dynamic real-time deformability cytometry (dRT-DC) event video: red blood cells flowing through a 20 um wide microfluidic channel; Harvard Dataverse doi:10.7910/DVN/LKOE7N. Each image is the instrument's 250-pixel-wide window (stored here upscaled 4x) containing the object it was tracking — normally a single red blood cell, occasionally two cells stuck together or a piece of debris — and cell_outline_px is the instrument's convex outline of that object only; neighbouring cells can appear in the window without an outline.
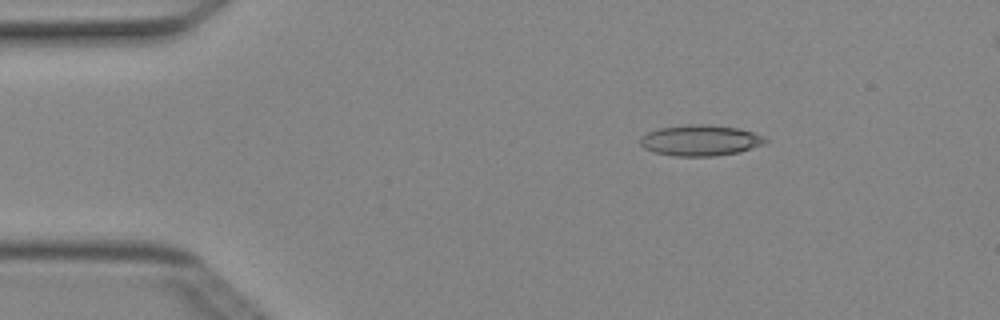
{"species": "Egyptian fruit bat (a non-hibernating species)", "species_latin": "Rousettus aegyptiacus", "temperature_condition": "cold", "stored_images_in_passage": 6, "camera_frame_rate_fps": 3000, "um_per_image_px": 0.085, "animal": {"sex": "female"}, "frame": {"image": 1, "passage_image": 3, "time_ms": 0.667, "image_size_px": [1000, 320], "cell_outline_px": [[768, 140], [764, 144], [740, 152], [712, 156], [676, 156], [656, 152], [644, 148], [640, 144], [640, 136], [648, 132], [660, 128], [688, 124], [704, 124], [740, 128], [764, 136]], "centroid_in_image_um": [59.54, 11.92], "position_along_channel_um": 25.5, "area_um2": 22.48}}